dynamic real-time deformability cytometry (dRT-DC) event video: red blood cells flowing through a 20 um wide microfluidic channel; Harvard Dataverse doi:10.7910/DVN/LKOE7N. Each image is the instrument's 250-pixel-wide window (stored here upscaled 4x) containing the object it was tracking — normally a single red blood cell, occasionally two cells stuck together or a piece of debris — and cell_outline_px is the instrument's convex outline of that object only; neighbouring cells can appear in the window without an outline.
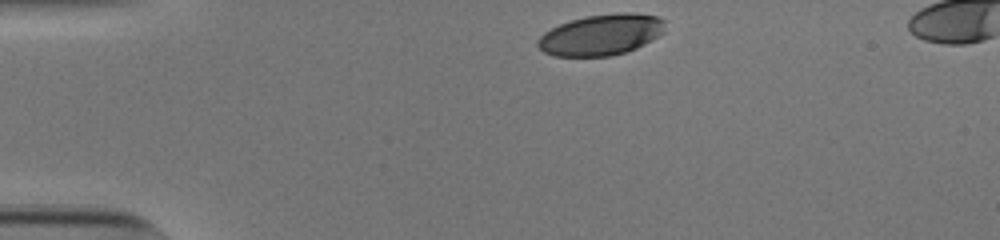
{"species": "human", "species_latin": "Homo sapiens", "temperature_condition": "cold", "stored_images_in_passage": 34, "camera_frame_rate_fps": 3000, "um_per_image_px": 0.085, "donor": {"sex": "male"}, "frame": {"image": 1, "passage_image": 1, "time_ms": 0.0, "image_size_px": [1000, 240], "cell_outline_px": [[668, 20], [664, 32], [652, 40], [628, 52], [612, 56], [552, 56], [544, 52], [536, 44], [536, 40], [544, 32], [560, 24], [584, 16], [616, 12], [636, 12], [656, 16]], "centroid_in_image_um": [51.14, 2.94], "position_along_channel_um": 33.9, "area_um2": 30.92}}
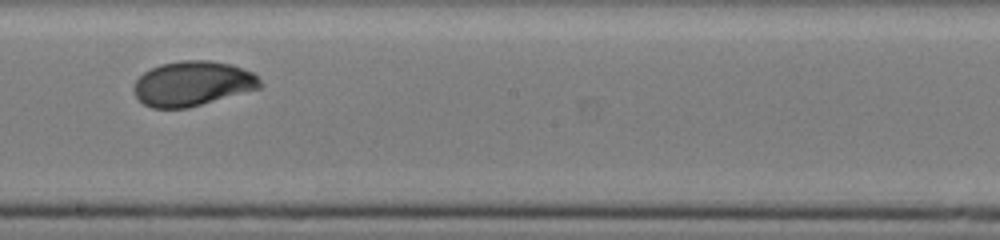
{"frame": {"image": 2, "passage_image": 21, "time_ms": 6.667, "image_size_px": [1000, 240], "cell_outline_px": [[264, 84], [260, 88], [188, 108], [152, 108], [144, 104], [136, 96], [132, 88], [136, 80], [144, 72], [160, 64], [180, 60], [208, 60], [232, 64], [252, 72]], "centroid_in_image_um": [16.36, 7.1], "position_along_channel_um": 231.8, "area_um2": 33.0}}
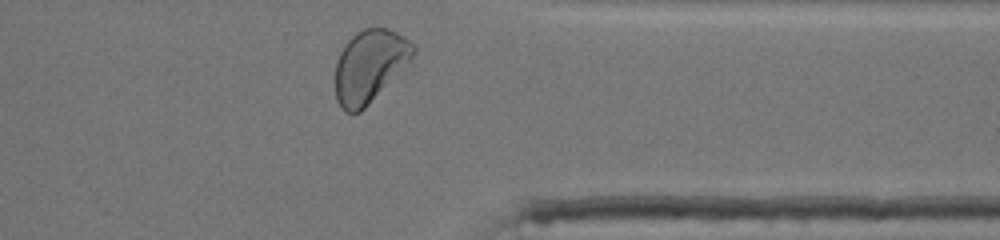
{"frame": {"image": 3, "passage_image": 33, "time_ms": 10.667, "image_size_px": [1000, 240], "cell_outline_px": [[416, 52], [368, 104], [360, 112], [344, 112], [340, 108], [336, 100], [336, 60], [344, 44], [356, 32], [364, 28], [388, 28], [404, 36], [416, 44]], "centroid_in_image_um": [31.39, 5.57], "position_along_channel_um": 380.0, "area_um2": 32.37}, "authors_computed_cell_mechanics": {"area_um2": 32.5414, "velocity_mm_per_s": 3.8179, "shape_relaxation_time_tau1_ms": 3.1042, "shape_relaxation_time_tau2_ms": 1.1436, "deformation_change_tau1": 0.1305, "deformation_change_tau2": 0.0518}}